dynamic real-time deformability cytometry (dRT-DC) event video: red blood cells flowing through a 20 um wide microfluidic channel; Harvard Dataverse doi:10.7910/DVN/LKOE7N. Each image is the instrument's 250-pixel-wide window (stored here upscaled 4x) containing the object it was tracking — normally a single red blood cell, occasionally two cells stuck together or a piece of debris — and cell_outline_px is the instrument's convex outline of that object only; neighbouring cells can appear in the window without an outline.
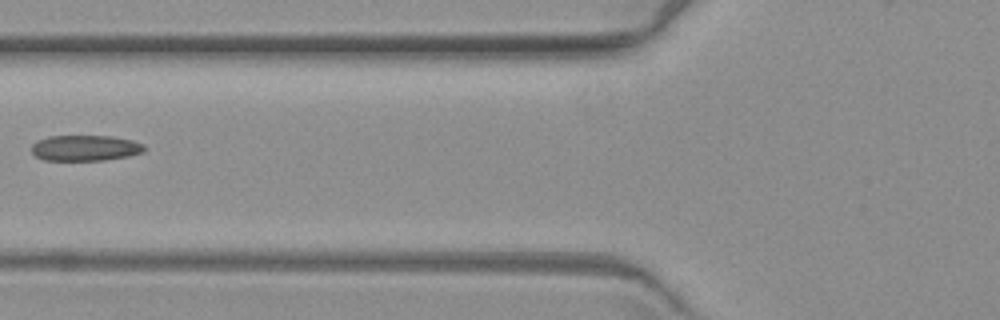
{"species": "common noctule bat (a hibernating species)", "species_latin": "Nyctalus noctula", "temperature_condition": "warm", "stored_images_in_passage": 6, "camera_frame_rate_fps": 3000, "um_per_image_px": 0.085, "animal": {"sex": "female", "body_mass_g": 19.3, "forearm_length_mm": 54.1}, "frame": {"image": 1, "passage_image": 6, "time_ms": 6.667, "image_size_px": [1000, 320], "cell_outline_px": [[148, 148], [144, 152], [128, 156], [104, 160], [44, 160], [36, 156], [32, 152], [32, 144], [36, 140], [48, 136], [112, 136], [132, 140], [144, 144]], "centroid_in_image_um": [7.27, 12.57], "position_along_channel_um": 118.5, "area_um2": 17.05}}